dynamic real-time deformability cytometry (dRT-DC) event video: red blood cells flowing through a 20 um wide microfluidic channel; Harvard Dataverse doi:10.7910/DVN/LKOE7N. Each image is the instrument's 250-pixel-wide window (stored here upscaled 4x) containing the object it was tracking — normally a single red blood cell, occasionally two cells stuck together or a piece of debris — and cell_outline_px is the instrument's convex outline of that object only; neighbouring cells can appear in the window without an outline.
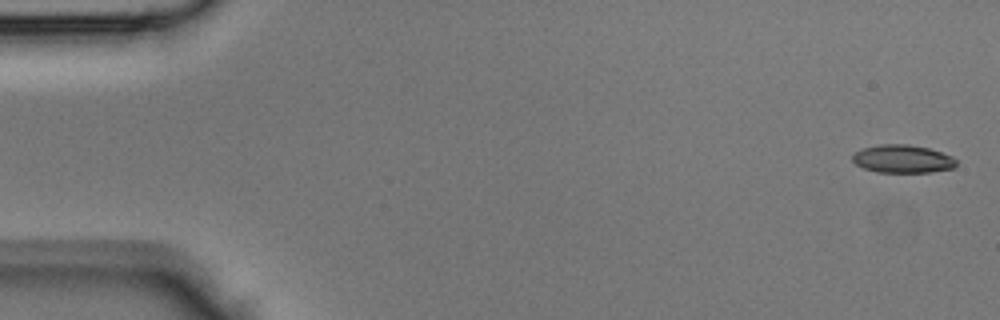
{"species": "Egyptian fruit bat (a non-hibernating species)", "species_latin": "Rousettus aegyptiacus", "temperature_condition": "room temperature", "stored_images_in_passage": 13, "camera_frame_rate_fps": 3000, "um_per_image_px": 0.085, "animal": {"sex": "male"}, "frame": {"image": 1, "passage_image": 1, "time_ms": 0.0, "image_size_px": [1000, 320], "cell_outline_px": [[956, 164], [952, 168], [932, 172], [876, 172], [864, 168], [856, 164], [852, 160], [852, 156], [856, 152], [864, 148], [880, 144], [908, 144], [928, 148], [952, 156], [956, 160]], "centroid_in_image_um": [76.72, 13.51], "position_along_channel_um": 8.3, "area_um2": 16.82}}
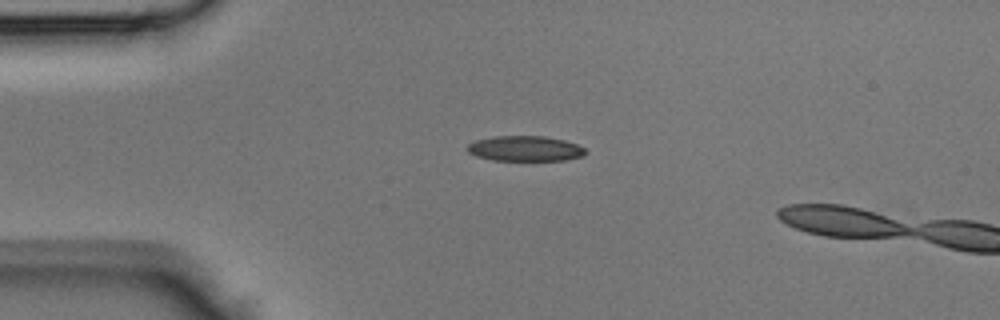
{"frame": {"image": 2, "passage_image": 10, "time_ms": 3.0, "image_size_px": [1000, 320], "cell_outline_px": [[588, 152], [584, 156], [564, 160], [492, 160], [476, 156], [468, 152], [468, 144], [476, 140], [496, 136], [544, 136], [564, 140], [576, 144], [584, 148]], "centroid_in_image_um": [44.66, 12.63], "position_along_channel_um": 40.3, "area_um2": 17.34}}